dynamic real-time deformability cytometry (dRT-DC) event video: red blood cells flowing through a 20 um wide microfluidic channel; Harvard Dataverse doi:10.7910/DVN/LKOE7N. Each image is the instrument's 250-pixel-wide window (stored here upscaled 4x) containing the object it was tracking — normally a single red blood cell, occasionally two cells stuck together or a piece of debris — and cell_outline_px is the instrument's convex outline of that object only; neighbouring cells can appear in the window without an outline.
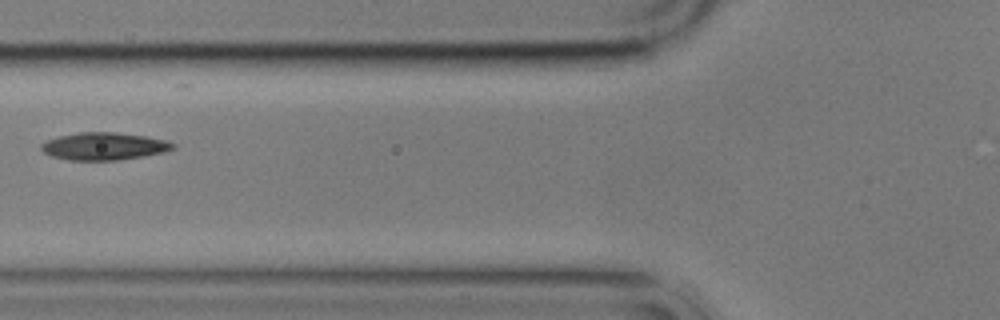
{"species": "common noctule bat (a hibernating species)", "species_latin": "Nyctalus noctula", "temperature_condition": "cold", "stored_images_in_passage": 7, "camera_frame_rate_fps": 3000, "um_per_image_px": 0.085, "animal": {"sex": "male", "body_mass_g": 17.9}, "frame": {"image": 1, "passage_image": 4, "time_ms": 3.333, "image_size_px": [1000, 320], "cell_outline_px": [[176, 148], [164, 152], [144, 156], [116, 160], [68, 160], [52, 156], [44, 152], [40, 148], [40, 144], [48, 140], [60, 136], [80, 132], [116, 132], [144, 136], [164, 140], [176, 144]], "centroid_in_image_um": [8.85, 12.43], "position_along_channel_um": 117.0, "area_um2": 20.98}}